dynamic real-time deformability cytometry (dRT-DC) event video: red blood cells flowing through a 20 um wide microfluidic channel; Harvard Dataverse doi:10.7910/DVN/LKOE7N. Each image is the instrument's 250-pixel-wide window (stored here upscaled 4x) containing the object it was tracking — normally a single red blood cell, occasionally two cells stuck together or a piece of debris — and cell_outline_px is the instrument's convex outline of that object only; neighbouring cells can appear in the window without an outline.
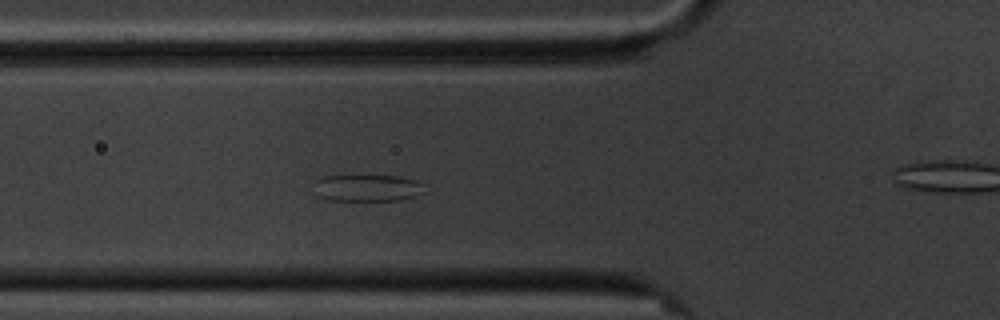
{"species": "common noctule bat (a hibernating species)", "species_latin": "Nyctalus noctula", "temperature_condition": "cold", "stored_images_in_passage": 6, "segment_of_instrument_passage": [1, 2], "camera_frame_rate_fps": 3000, "um_per_image_px": 0.085, "animal": {"sex": "male", "body_mass_g": 20.1, "forearm_length_mm": 53.5}, "frame": {"image": 1, "passage_image": 5, "time_ms": 4.333, "image_size_px": [1000, 320], "cell_outline_px": [[428, 192], [416, 196], [400, 200], [328, 200], [320, 196], [316, 180], [324, 176], [396, 176], [416, 180]], "centroid_in_image_um": [31.32, 15.98], "position_along_channel_um": 94.5, "area_um2": 16.94}}